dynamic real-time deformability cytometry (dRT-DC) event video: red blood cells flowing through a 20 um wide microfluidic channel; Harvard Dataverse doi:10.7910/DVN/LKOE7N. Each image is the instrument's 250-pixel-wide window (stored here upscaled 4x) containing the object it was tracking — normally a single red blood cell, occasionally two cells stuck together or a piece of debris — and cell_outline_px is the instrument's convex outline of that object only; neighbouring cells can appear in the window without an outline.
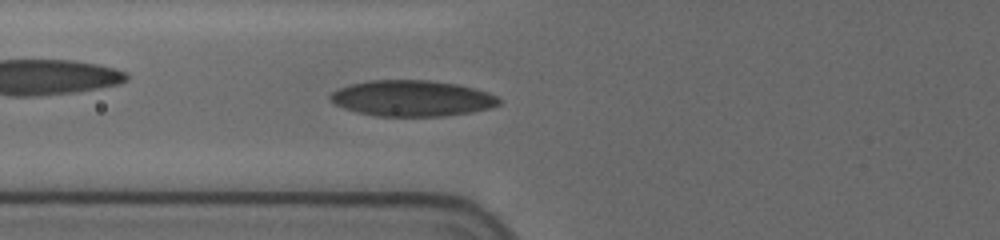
{"species": "human", "species_latin": "Homo sapiens", "temperature_condition": "cold", "stored_images_in_passage": 42, "camera_frame_rate_fps": 3000, "um_per_image_px": 0.085, "donor": {"sex": "female"}, "frame": {"image": 1, "passage_image": 9, "time_ms": 2.667, "image_size_px": [1000, 240], "cell_outline_px": [[504, 100], [500, 104], [492, 108], [472, 112], [444, 116], [376, 116], [356, 112], [344, 108], [328, 100], [328, 96], [336, 88], [368, 80], [428, 80], [456, 84], [476, 88], [488, 92]], "centroid_in_image_um": [35.03, 8.36], "position_along_channel_um": 90.8, "area_um2": 35.72}}
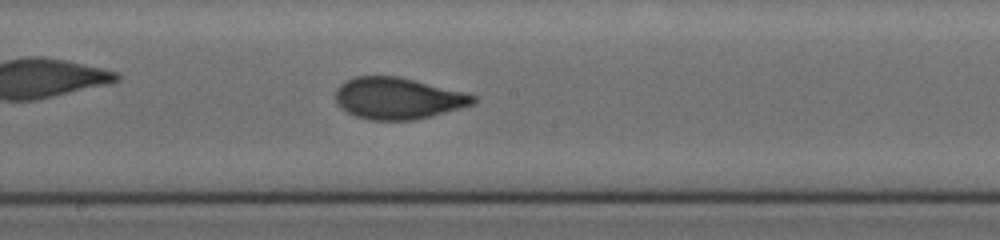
{"frame": {"image": 2, "passage_image": 19, "time_ms": 6.0, "image_size_px": [1000, 240], "cell_outline_px": [[476, 100], [472, 104], [432, 116], [412, 120], [368, 120], [356, 116], [340, 108], [336, 104], [336, 88], [340, 84], [356, 76], [396, 76], [464, 92], [476, 96]], "centroid_in_image_um": [33.77, 8.36], "position_along_channel_um": 214.4, "area_um2": 33.06}}
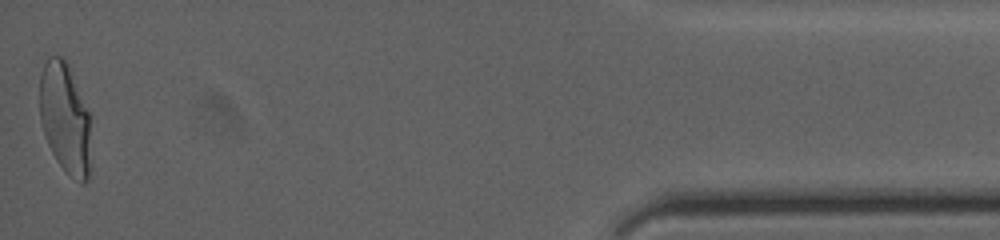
{"frame": {"image": 3, "passage_image": 42, "time_ms": 13.667, "image_size_px": [1000, 240], "cell_outline_px": [[88, 180], [84, 184], [80, 184], [56, 160], [48, 144], [40, 120], [40, 76], [44, 64], [48, 56], [60, 56], [68, 64], [72, 72], [88, 112]], "centroid_in_image_um": [5.49, 10.01], "position_along_channel_um": 429.7, "area_um2": 32.14}, "authors_computed_cell_mechanics": {"area_um2": 32.9749, "velocity_mm_per_s": 3.6826, "shape_relaxation_time_tau1_ms": 3.8215, "shape_relaxation_time_tau2_ms": 0.8261, "deformation_change_tau1": 0.1674, "deformation_change_tau2": 0.0611}}